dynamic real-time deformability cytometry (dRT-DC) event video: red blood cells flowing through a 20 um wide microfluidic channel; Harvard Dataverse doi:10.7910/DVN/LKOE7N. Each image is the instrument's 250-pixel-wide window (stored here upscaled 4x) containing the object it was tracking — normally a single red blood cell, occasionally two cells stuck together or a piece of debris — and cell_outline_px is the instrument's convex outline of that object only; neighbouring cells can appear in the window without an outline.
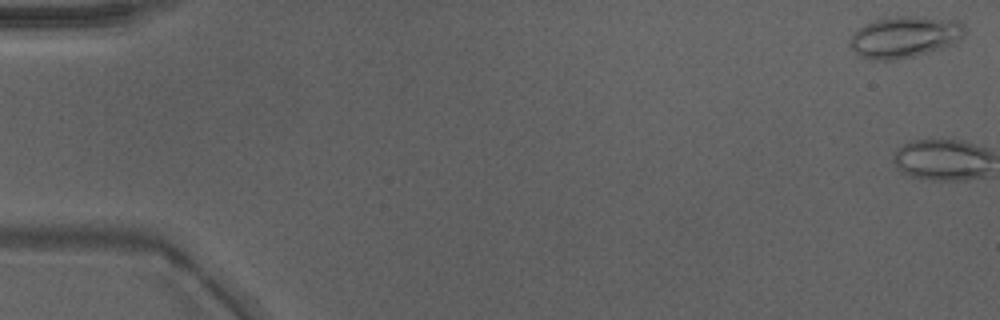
{"species": "Egyptian fruit bat (a non-hibernating species)", "species_latin": "Rousettus aegyptiacus", "temperature_condition": "warm", "stored_images_in_passage": 2, "camera_frame_rate_fps": 3000, "um_per_image_px": 0.085, "animal": {"sex": "male"}, "frame": {"image": 1, "passage_image": 1, "time_ms": 0.0, "image_size_px": [1000, 320], "cell_outline_px": [[968, 28], [964, 36], [956, 44], [944, 48], [896, 60], [872, 60], [860, 56], [848, 44], [852, 36], [860, 28], [876, 20], [900, 16], [904, 16], [960, 20]], "centroid_in_image_um": [76.99, 3.15], "position_along_channel_um": 8.0, "area_um2": 27.69}}